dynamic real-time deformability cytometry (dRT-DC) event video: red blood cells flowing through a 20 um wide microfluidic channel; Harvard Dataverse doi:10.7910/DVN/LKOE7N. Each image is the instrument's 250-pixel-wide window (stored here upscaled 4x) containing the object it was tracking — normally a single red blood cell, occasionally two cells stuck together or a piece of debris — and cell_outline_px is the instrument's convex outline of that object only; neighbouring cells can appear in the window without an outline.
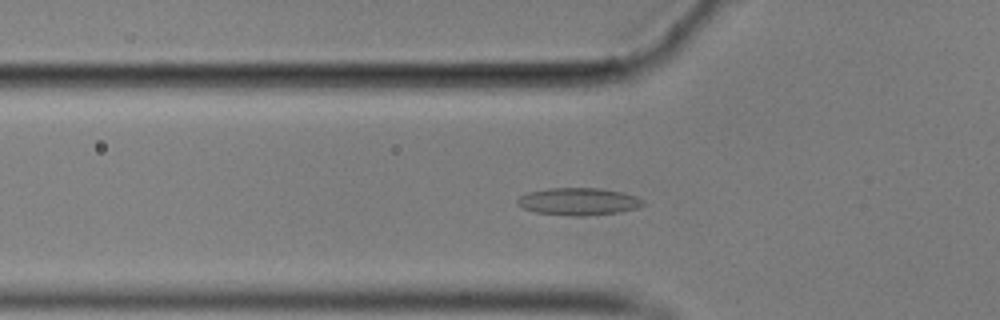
{"species": "common noctule bat (a hibernating species)", "species_latin": "Nyctalus noctula", "temperature_condition": "cold", "stored_images_in_passage": 58, "camera_frame_rate_fps": 3000, "um_per_image_px": 0.085, "animal": {"sex": "male", "body_mass_g": 17.9}, "frame": {"image": 1, "passage_image": 20, "time_ms": 6.333, "image_size_px": [1000, 320], "cell_outline_px": [[648, 204], [640, 208], [620, 212], [584, 216], [576, 216], [536, 212], [524, 208], [516, 204], [516, 200], [520, 196], [528, 192], [548, 188], [600, 188], [624, 192], [636, 196], [644, 200]], "centroid_in_image_um": [49.24, 17.12], "position_along_channel_um": 76.6, "area_um2": 20.29}}
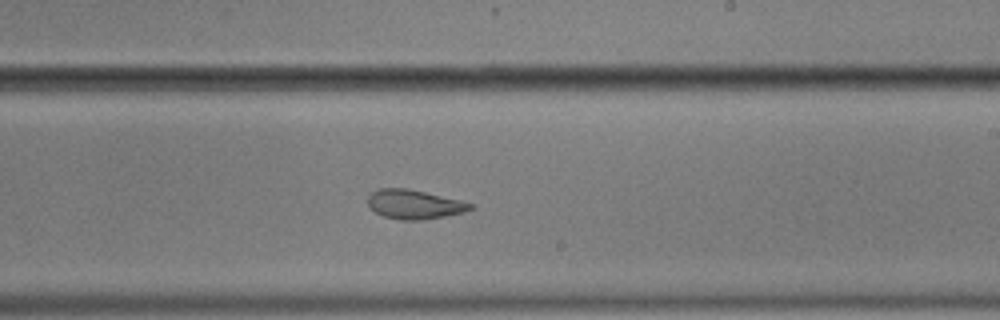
{"frame": {"image": 2, "passage_image": 35, "time_ms": 11.333, "image_size_px": [1000, 320], "cell_outline_px": [[476, 208], [464, 212], [424, 220], [400, 220], [384, 216], [376, 212], [368, 204], [368, 196], [372, 192], [380, 188], [408, 188], [460, 200], [476, 204]], "centroid_in_image_um": [35.26, 17.37], "position_along_channel_um": 253.7, "area_um2": 17.51}}
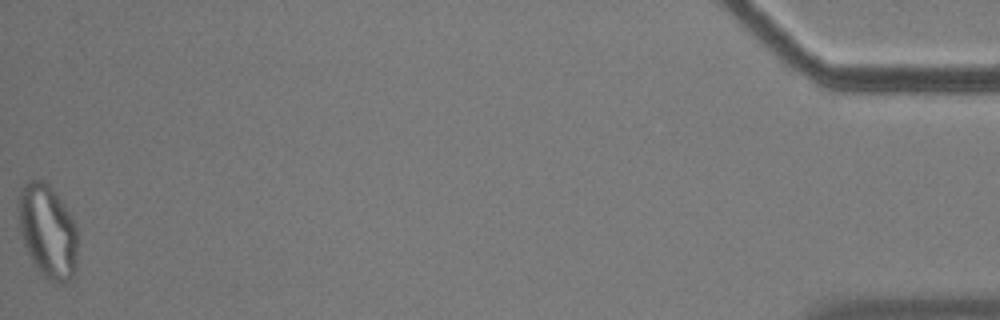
{"frame": {"image": 3, "passage_image": 58, "time_ms": 19.0, "image_size_px": [1000, 320], "cell_outline_px": [[76, 272], [72, 280], [64, 284], [52, 284], [40, 272], [32, 260], [24, 244], [20, 232], [20, 192], [24, 184], [28, 180], [48, 180], [72, 216], [76, 224]], "centroid_in_image_um": [4.1, 19.68], "position_along_channel_um": 431.1, "area_um2": 32.43}, "authors_computed_cell_mechanics": {"area_um2": 18.9006, "velocity_mm_per_s": 3.5272, "shape_relaxation_time_tau1_ms": null, "shape_relaxation_time_tau2_ms": 2.0165, "deformation_change_tau1": null, "deformation_change_tau2": 0.0906}}